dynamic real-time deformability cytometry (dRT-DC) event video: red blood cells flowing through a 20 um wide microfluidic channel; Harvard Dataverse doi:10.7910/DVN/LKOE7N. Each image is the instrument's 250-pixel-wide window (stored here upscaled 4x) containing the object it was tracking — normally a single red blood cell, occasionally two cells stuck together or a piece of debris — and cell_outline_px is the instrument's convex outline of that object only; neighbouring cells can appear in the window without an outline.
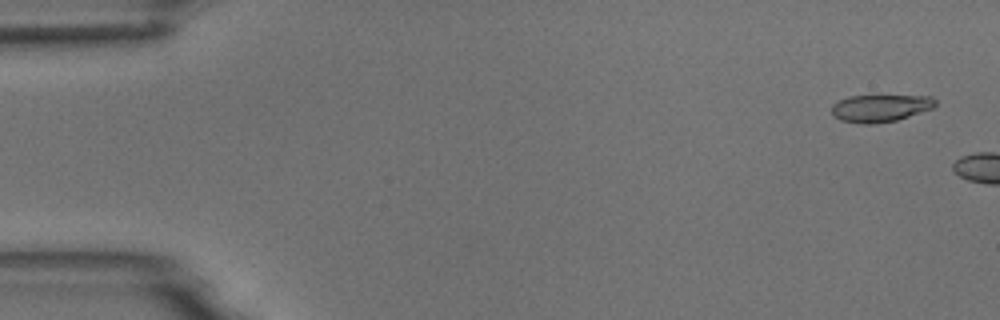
{"species": "common noctule bat (a hibernating species)", "species_latin": "Nyctalus noctula", "temperature_condition": "room temperature", "stored_images_in_passage": 3, "camera_frame_rate_fps": 3000, "um_per_image_px": 0.085, "animal": {"sex": "male", "body_mass_g": 18.8}, "frame": {"image": 1, "passage_image": 1, "time_ms": 0.0, "image_size_px": [1000, 320], "cell_outline_px": [[936, 104], [932, 108], [896, 120], [872, 124], [860, 124], [840, 120], [832, 116], [832, 104], [848, 96], [932, 96], [936, 100]], "centroid_in_image_um": [74.78, 9.19], "position_along_channel_um": 10.2, "area_um2": 16.42}}